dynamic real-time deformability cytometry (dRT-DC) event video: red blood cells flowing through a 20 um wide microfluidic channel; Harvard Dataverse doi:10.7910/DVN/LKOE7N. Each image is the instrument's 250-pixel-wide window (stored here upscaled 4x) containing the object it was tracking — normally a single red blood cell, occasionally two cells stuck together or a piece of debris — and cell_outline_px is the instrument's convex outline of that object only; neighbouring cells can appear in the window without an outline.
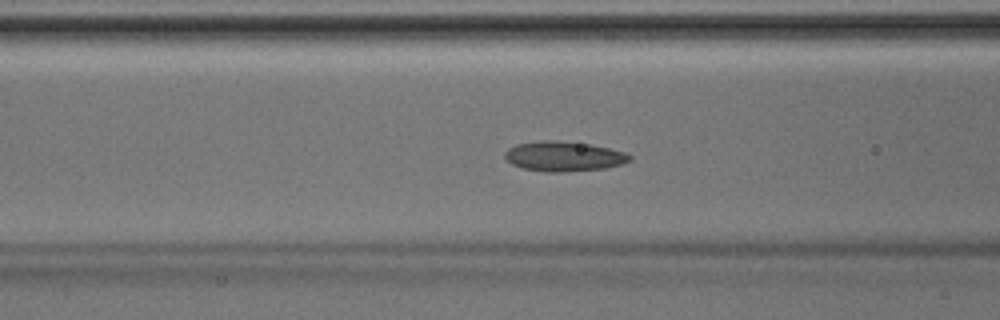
{"species": "Egyptian fruit bat (a non-hibernating species)", "species_latin": "Rousettus aegyptiacus", "temperature_condition": "room temperature", "stored_images_in_passage": 45, "camera_frame_rate_fps": 3000, "um_per_image_px": 0.085, "animal": {"sex": "male"}, "frame": {"image": 1, "passage_image": 18, "time_ms": 5.667, "image_size_px": [1000, 320], "cell_outline_px": [[632, 160], [620, 164], [604, 168], [564, 172], [548, 172], [524, 168], [512, 164], [504, 156], [504, 152], [508, 148], [516, 144], [552, 140], [588, 144], [608, 148], [624, 152], [632, 156]], "centroid_in_image_um": [47.92, 13.29], "position_along_channel_um": 118.7, "area_um2": 21.39}}
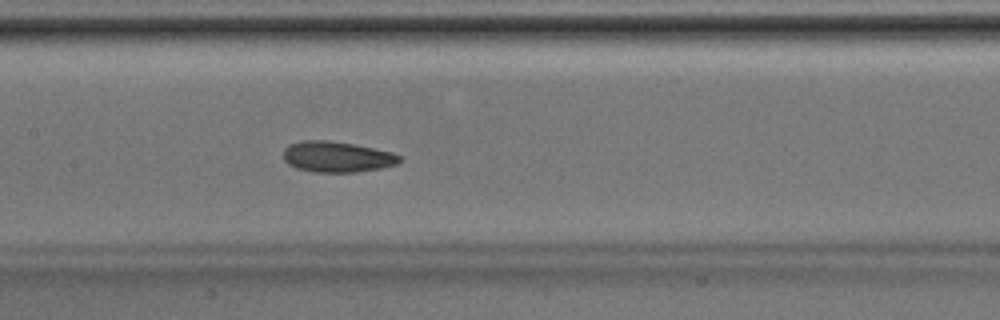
{"frame": {"image": 2, "passage_image": 22, "time_ms": 7.0, "image_size_px": [1000, 320], "cell_outline_px": [[404, 160], [396, 164], [380, 168], [356, 172], [316, 172], [296, 168], [288, 164], [284, 160], [284, 148], [288, 144], [300, 140], [328, 140], [352, 144], [392, 152], [400, 156]], "centroid_in_image_um": [28.62, 13.32], "position_along_channel_um": 178.8, "area_um2": 20.87}}
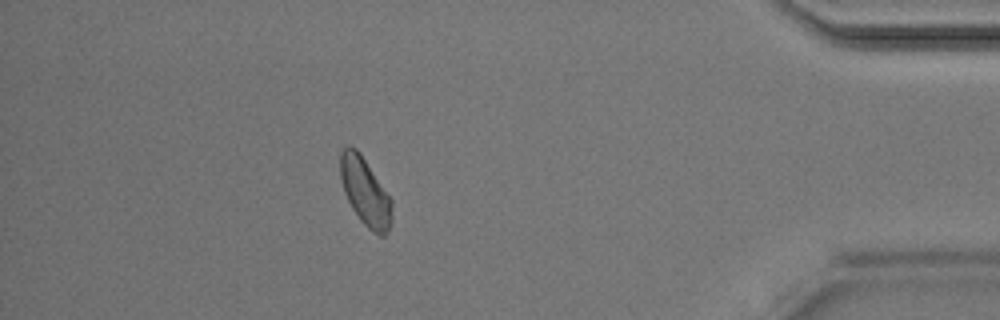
{"frame": {"image": 3, "passage_image": 40, "time_ms": 13.0, "image_size_px": [1000, 320], "cell_outline_px": [[392, 216], [388, 228], [384, 236], [380, 236], [372, 232], [360, 220], [352, 208], [344, 192], [340, 180], [340, 152], [348, 144], [356, 148], [360, 152], [392, 200]], "centroid_in_image_um": [31.02, 16.27], "position_along_channel_um": 404.2, "area_um2": 20.35}}